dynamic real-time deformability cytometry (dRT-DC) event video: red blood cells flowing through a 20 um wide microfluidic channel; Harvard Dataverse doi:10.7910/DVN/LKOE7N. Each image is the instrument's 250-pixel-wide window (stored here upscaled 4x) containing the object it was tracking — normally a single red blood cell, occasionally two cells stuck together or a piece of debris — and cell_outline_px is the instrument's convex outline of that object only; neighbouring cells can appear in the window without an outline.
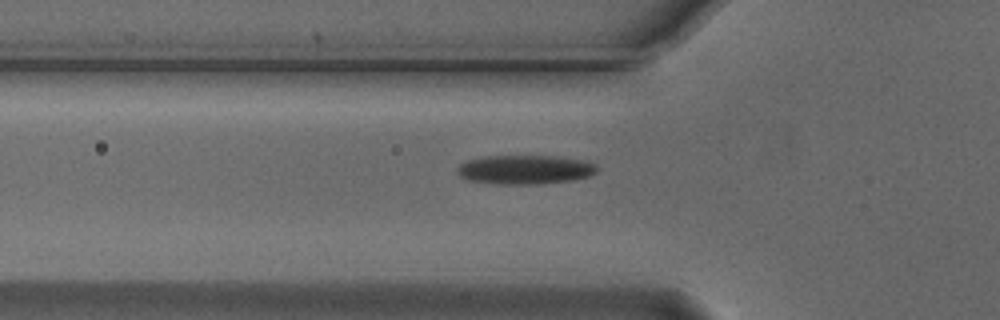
{"species": "Egyptian fruit bat (a non-hibernating species)", "species_latin": "Rousettus aegyptiacus", "temperature_condition": "cold", "stored_images_in_passage": 33, "camera_frame_rate_fps": 3000, "um_per_image_px": 0.085, "animal": {"sex": "male"}, "frame": {"image": 1, "passage_image": 8, "time_ms": 2.333, "image_size_px": [1000, 320], "cell_outline_px": [[600, 168], [596, 172], [588, 176], [572, 180], [540, 184], [500, 184], [468, 180], [460, 176], [456, 172], [456, 168], [460, 164], [468, 160], [484, 156], [556, 156], [588, 160], [596, 164]], "centroid_in_image_um": [44.66, 14.41], "position_along_channel_um": 81.1, "area_um2": 23.93}}
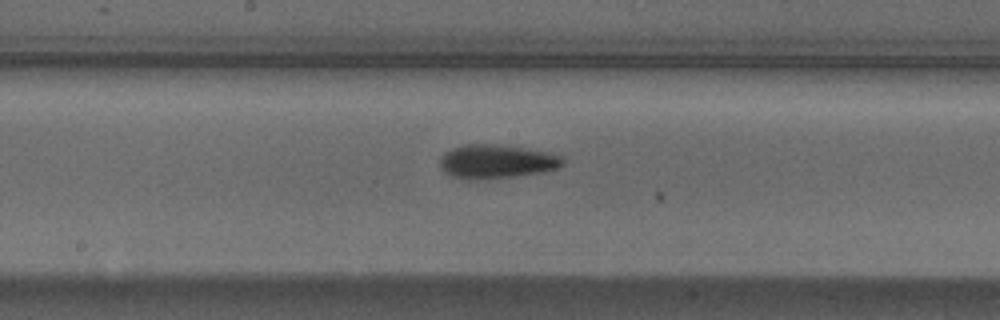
{"frame": {"image": 2, "passage_image": 18, "time_ms": 5.667, "image_size_px": [1000, 320], "cell_outline_px": [[564, 164], [560, 168], [544, 172], [488, 180], [468, 180], [452, 176], [444, 172], [440, 168], [440, 160], [444, 152], [452, 148], [464, 144], [488, 144], [552, 152], [560, 156], [564, 160]], "centroid_in_image_um": [42.2, 13.75], "position_along_channel_um": 206.0, "area_um2": 24.51}}
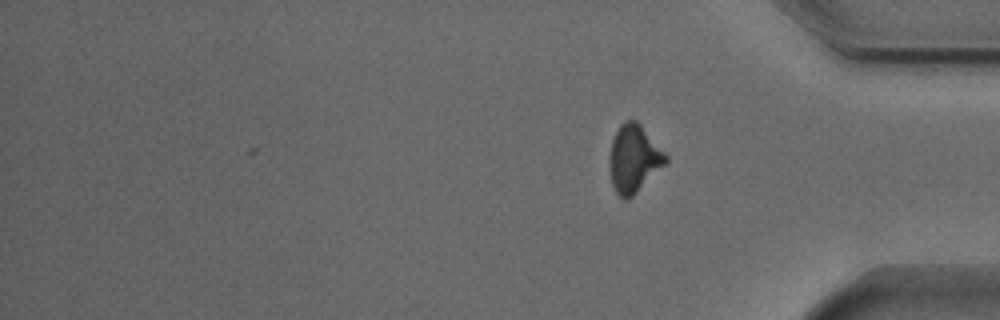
{"frame": {"image": 3, "passage_image": 33, "time_ms": 10.667, "image_size_px": [1000, 320], "cell_outline_px": [[668, 160], [628, 200], [624, 200], [616, 192], [612, 184], [612, 140], [620, 124], [624, 120], [636, 120], [640, 124], [668, 156]], "centroid_in_image_um": [53.9, 13.46], "position_along_channel_um": 381.3, "area_um2": 21.15}, "authors_computed_cell_mechanics": {"area_um2": 23.2934, "velocity_mm_per_s": 3.7315, "shape_relaxation_time_tau1_ms": 2.9296, "shape_relaxation_time_tau2_ms": 9.2822, "deformation_change_tau1": 0.1175, "deformation_change_tau2": 0.1817}}